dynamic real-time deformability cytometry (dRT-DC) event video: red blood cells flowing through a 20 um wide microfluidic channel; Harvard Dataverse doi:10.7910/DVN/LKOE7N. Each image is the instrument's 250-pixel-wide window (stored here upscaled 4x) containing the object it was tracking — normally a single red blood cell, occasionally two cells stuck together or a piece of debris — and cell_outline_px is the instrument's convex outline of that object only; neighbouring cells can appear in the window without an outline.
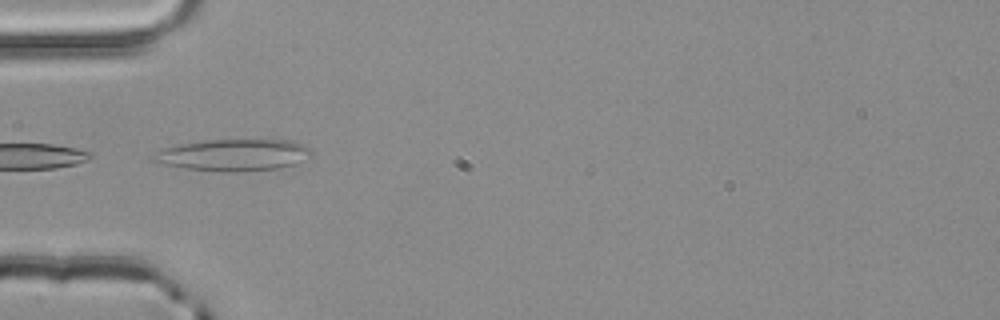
{"species": "common noctule bat (a hibernating species)", "species_latin": "Nyctalus noctula", "temperature_condition": "room temperature", "stored_images_in_passage": 4, "camera_frame_rate_fps": 3000, "um_per_image_px": 0.085, "animal": {"sex": "male", "body_mass_g": 20.4}, "frame": {"image": 1, "passage_image": 4, "time_ms": 1.0, "image_size_px": [1000, 320], "cell_outline_px": [[312, 156], [296, 164], [280, 168], [236, 172], [224, 172], [184, 168], [164, 164], [148, 160], [152, 156], [164, 148], [180, 144], [208, 140], [292, 140], [304, 144], [312, 148]], "centroid_in_image_um": [19.9, 13.18], "position_along_channel_um": 65.1, "area_um2": 29.42}}